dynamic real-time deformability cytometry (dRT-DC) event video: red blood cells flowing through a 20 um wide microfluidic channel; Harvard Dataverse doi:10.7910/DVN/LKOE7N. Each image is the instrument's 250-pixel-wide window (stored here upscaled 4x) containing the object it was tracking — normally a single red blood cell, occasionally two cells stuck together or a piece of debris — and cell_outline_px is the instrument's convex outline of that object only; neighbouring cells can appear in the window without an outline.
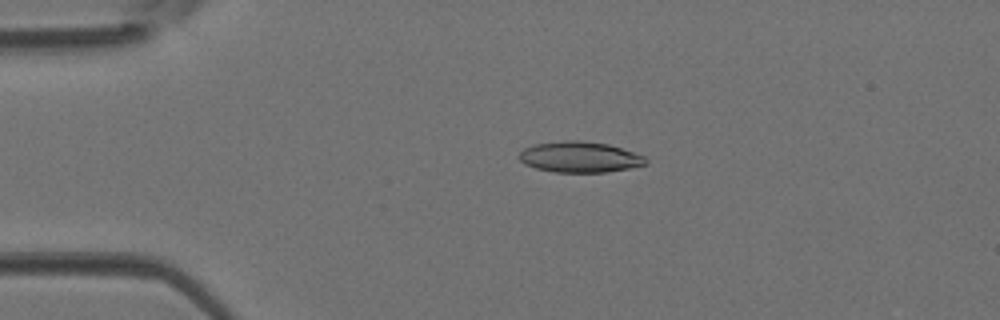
{"species": "Egyptian fruit bat (a non-hibernating species)", "species_latin": "Rousettus aegyptiacus", "temperature_condition": "room temperature", "stored_images_in_passage": 44, "camera_frame_rate_fps": 3000, "um_per_image_px": 0.085, "animal": {"sex": "female"}, "frame": {"image": 1, "passage_image": 10, "time_ms": 3.0, "image_size_px": [1000, 320], "cell_outline_px": [[648, 164], [608, 172], [556, 172], [536, 168], [524, 164], [516, 156], [524, 148], [536, 144], [564, 140], [580, 140], [608, 144], [644, 156], [648, 160]], "centroid_in_image_um": [49.26, 13.35], "position_along_channel_um": 35.7, "area_um2": 22.72}}
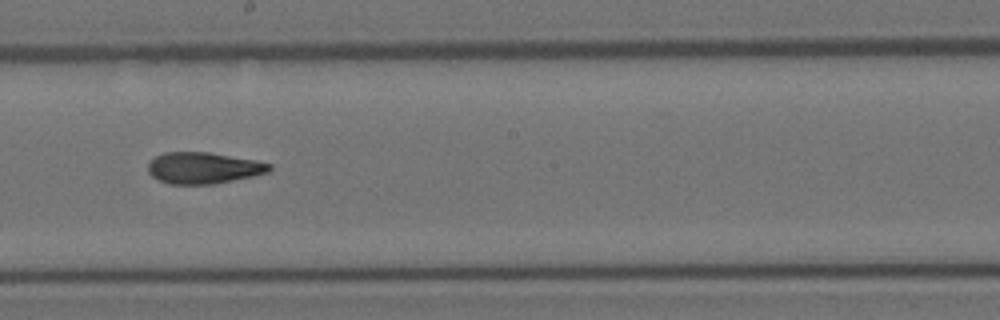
{"frame": {"image": 2, "passage_image": 25, "time_ms": 8.0, "image_size_px": [1000, 320], "cell_outline_px": [[272, 168], [268, 172], [252, 176], [212, 184], [168, 184], [152, 176], [148, 172], [148, 164], [156, 156], [164, 152], [208, 152], [256, 160], [272, 164]], "centroid_in_image_um": [17.29, 14.27], "position_along_channel_um": 230.9, "area_um2": 22.08}}
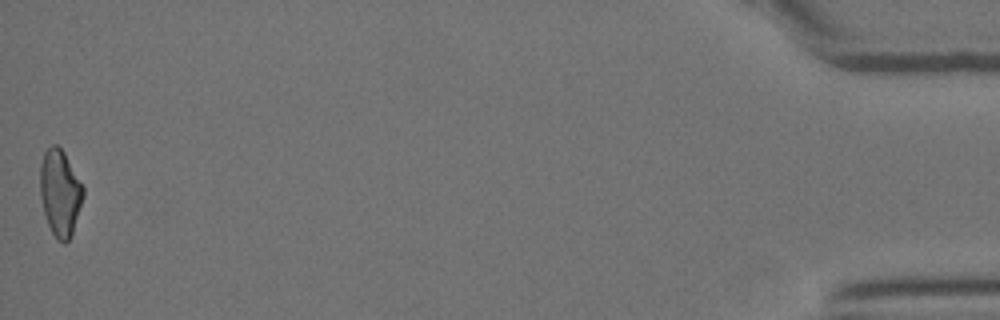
{"frame": {"image": 3, "passage_image": 44, "time_ms": 14.333, "image_size_px": [1000, 320], "cell_outline_px": [[84, 196], [72, 236], [64, 244], [56, 240], [48, 224], [44, 212], [40, 196], [40, 164], [44, 152], [52, 144], [56, 144], [64, 152], [84, 188]], "centroid_in_image_um": [5.1, 16.41], "position_along_channel_um": 430.1, "area_um2": 21.79}}